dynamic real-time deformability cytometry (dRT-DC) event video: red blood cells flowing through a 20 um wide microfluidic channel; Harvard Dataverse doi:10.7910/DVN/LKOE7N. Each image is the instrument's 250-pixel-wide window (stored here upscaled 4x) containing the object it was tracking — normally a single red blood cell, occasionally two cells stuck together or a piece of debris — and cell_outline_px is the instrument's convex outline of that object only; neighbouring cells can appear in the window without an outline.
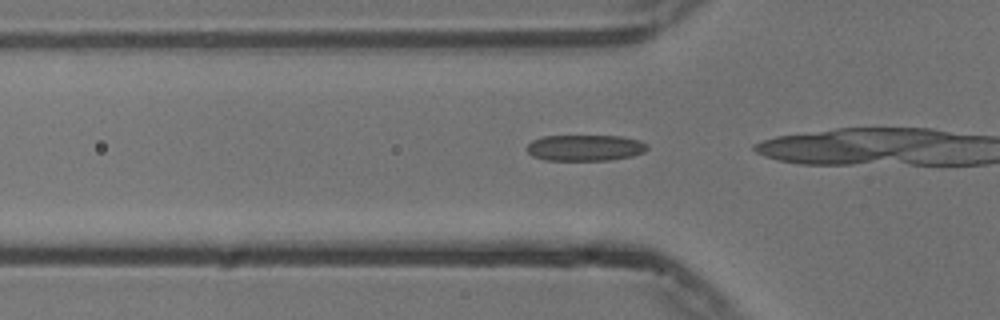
{"species": "common noctule bat (a hibernating species)", "species_latin": "Nyctalus noctula", "temperature_condition": "cold", "stored_images_in_passage": 18, "camera_frame_rate_fps": 3000, "um_per_image_px": 0.085, "animal": {"sex": "male", "body_mass_g": 13.3}, "frame": {"image": 1, "passage_image": 13, "time_ms": 4.0, "image_size_px": [1000, 320], "cell_outline_px": [[648, 148], [644, 152], [632, 156], [608, 160], [544, 160], [532, 156], [524, 148], [532, 140], [540, 136], [620, 136], [640, 140], [648, 144]], "centroid_in_image_um": [49.7, 12.56], "position_along_channel_um": 76.1, "area_um2": 18.5}}
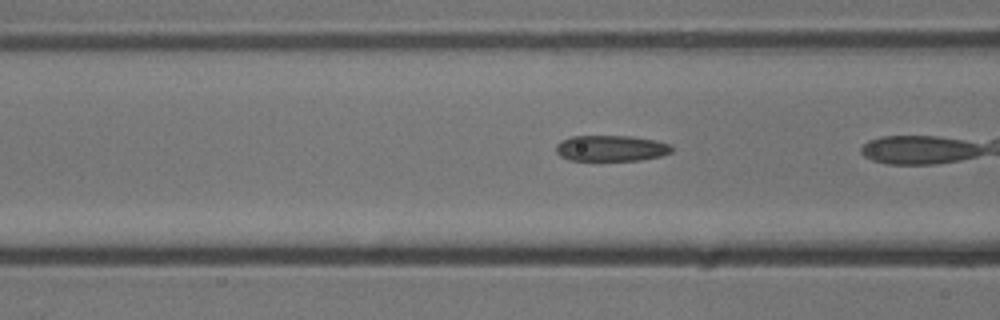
{"frame": {"image": 2, "passage_image": 16, "time_ms": 5.0, "image_size_px": [1000, 320], "cell_outline_px": [[672, 152], [660, 156], [640, 160], [568, 160], [560, 156], [556, 152], [556, 144], [560, 140], [572, 136], [632, 136], [656, 140], [668, 144], [672, 148]], "centroid_in_image_um": [51.91, 12.6], "position_along_channel_um": 114.7, "area_um2": 17.51}}